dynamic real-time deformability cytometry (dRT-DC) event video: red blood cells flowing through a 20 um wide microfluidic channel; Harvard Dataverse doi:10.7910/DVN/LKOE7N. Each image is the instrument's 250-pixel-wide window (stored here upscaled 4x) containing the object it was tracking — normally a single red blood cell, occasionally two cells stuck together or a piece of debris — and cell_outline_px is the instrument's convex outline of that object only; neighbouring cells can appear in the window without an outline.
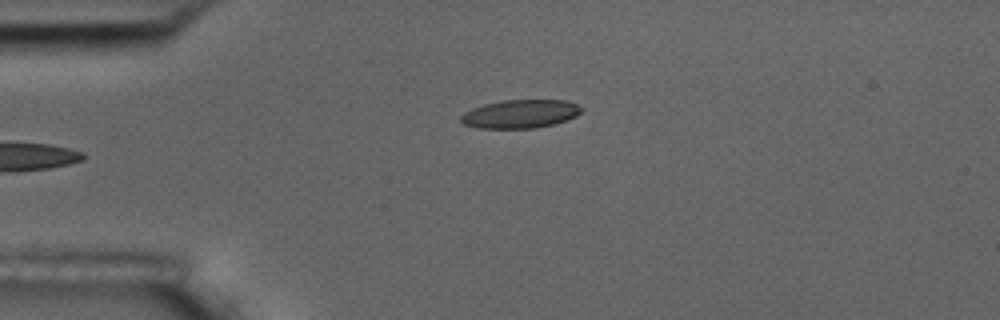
{"species": "common noctule bat (a hibernating species)", "species_latin": "Nyctalus noctula", "temperature_condition": "room temperature", "stored_images_in_passage": 2, "camera_frame_rate_fps": 3000, "um_per_image_px": 0.085, "animal": {"sex": "male", "body_mass_g": 17.5, "forearm_length_mm": 52.3}, "frame": {"image": 1, "passage_image": 2, "time_ms": 1.333, "image_size_px": [1000, 320], "cell_outline_px": [[584, 108], [576, 116], [568, 120], [556, 124], [536, 128], [480, 128], [464, 124], [460, 120], [460, 116], [464, 112], [472, 108], [484, 104], [504, 100], [568, 100]], "centroid_in_image_um": [44.25, 9.68], "position_along_channel_um": 40.7, "area_um2": 20.11}}